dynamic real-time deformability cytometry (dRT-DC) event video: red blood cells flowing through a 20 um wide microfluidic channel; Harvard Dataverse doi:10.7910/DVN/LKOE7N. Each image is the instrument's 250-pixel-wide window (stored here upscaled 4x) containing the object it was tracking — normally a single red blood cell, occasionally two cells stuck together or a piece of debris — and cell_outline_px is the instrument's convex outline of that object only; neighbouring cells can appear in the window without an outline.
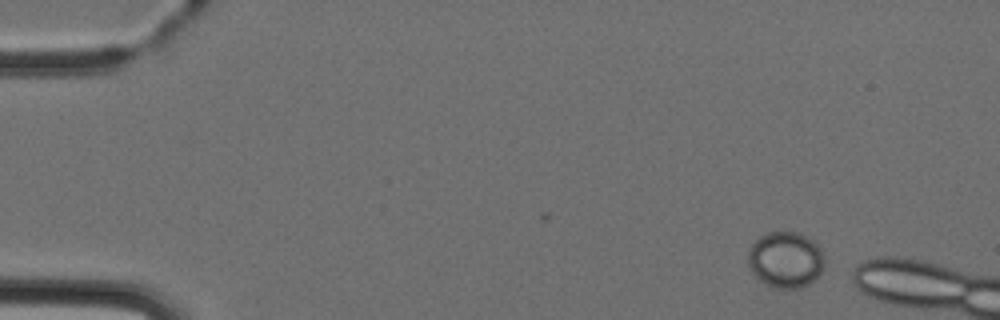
{"species": "Egyptian fruit bat (a non-hibernating species)", "species_latin": "Rousettus aegyptiacus", "temperature_condition": "cold", "stored_images_in_passage": 2, "camera_frame_rate_fps": 3000, "um_per_image_px": 0.085, "animal": {"sex": "female"}, "frame": {"image": 1, "passage_image": 1, "time_ms": 0.0, "image_size_px": [1000, 320], "cell_outline_px": [[824, 260], [820, 272], [808, 284], [800, 288], [776, 288], [760, 280], [752, 272], [748, 264], [748, 252], [752, 244], [760, 236], [768, 232], [796, 232], [812, 240], [820, 248]], "centroid_in_image_um": [66.74, 22.07], "position_along_channel_um": 18.3, "area_um2": 24.57}}